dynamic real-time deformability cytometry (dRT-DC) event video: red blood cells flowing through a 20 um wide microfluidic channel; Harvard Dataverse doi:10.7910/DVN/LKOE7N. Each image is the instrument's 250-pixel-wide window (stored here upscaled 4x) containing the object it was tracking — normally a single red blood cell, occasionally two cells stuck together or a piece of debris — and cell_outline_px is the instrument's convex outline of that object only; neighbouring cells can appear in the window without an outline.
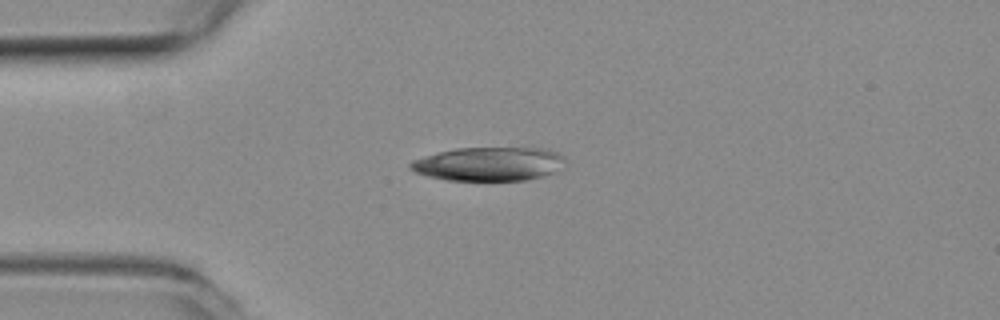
{"species": "common noctule bat (a hibernating species)", "species_latin": "Nyctalus noctula", "temperature_condition": "room temperature", "stored_images_in_passage": 7, "camera_frame_rate_fps": 3000, "um_per_image_px": 0.085, "animal": {"sex": "female", "body_mass_g": 19.3, "forearm_length_mm": 54.1}, "frame": {"image": 1, "passage_image": 1, "time_ms": 0.0, "image_size_px": [1000, 320], "cell_outline_px": [[564, 160], [552, 172], [544, 176], [524, 180], [448, 180], [428, 176], [416, 172], [408, 168], [408, 164], [412, 160], [440, 152], [456, 148], [548, 148], [564, 156]], "centroid_in_image_um": [41.52, 13.93], "position_along_channel_um": 43.5, "area_um2": 30.11}}